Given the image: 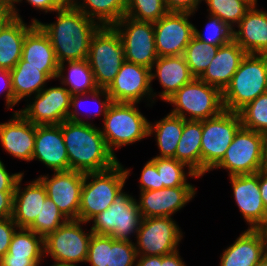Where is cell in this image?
<instances>
[{
    "label": "cell",
    "instance_id": "obj_60",
    "mask_svg": "<svg viewBox=\"0 0 267 266\" xmlns=\"http://www.w3.org/2000/svg\"><path fill=\"white\" fill-rule=\"evenodd\" d=\"M242 1H245L247 2L251 7H254V6H257V1L258 0H242Z\"/></svg>",
    "mask_w": 267,
    "mask_h": 266
},
{
    "label": "cell",
    "instance_id": "obj_8",
    "mask_svg": "<svg viewBox=\"0 0 267 266\" xmlns=\"http://www.w3.org/2000/svg\"><path fill=\"white\" fill-rule=\"evenodd\" d=\"M87 61L97 87L107 89L125 61L120 36L112 26H101L94 33Z\"/></svg>",
    "mask_w": 267,
    "mask_h": 266
},
{
    "label": "cell",
    "instance_id": "obj_38",
    "mask_svg": "<svg viewBox=\"0 0 267 266\" xmlns=\"http://www.w3.org/2000/svg\"><path fill=\"white\" fill-rule=\"evenodd\" d=\"M238 113L242 127L267 135V92L248 103Z\"/></svg>",
    "mask_w": 267,
    "mask_h": 266
},
{
    "label": "cell",
    "instance_id": "obj_44",
    "mask_svg": "<svg viewBox=\"0 0 267 266\" xmlns=\"http://www.w3.org/2000/svg\"><path fill=\"white\" fill-rule=\"evenodd\" d=\"M109 257V236L92 234L85 263L91 266H107Z\"/></svg>",
    "mask_w": 267,
    "mask_h": 266
},
{
    "label": "cell",
    "instance_id": "obj_46",
    "mask_svg": "<svg viewBox=\"0 0 267 266\" xmlns=\"http://www.w3.org/2000/svg\"><path fill=\"white\" fill-rule=\"evenodd\" d=\"M18 228L11 217L0 219V259L8 252L12 237Z\"/></svg>",
    "mask_w": 267,
    "mask_h": 266
},
{
    "label": "cell",
    "instance_id": "obj_15",
    "mask_svg": "<svg viewBox=\"0 0 267 266\" xmlns=\"http://www.w3.org/2000/svg\"><path fill=\"white\" fill-rule=\"evenodd\" d=\"M71 97L72 94L64 86H51L29 98L34 101L15 112H20L34 125H59L68 120Z\"/></svg>",
    "mask_w": 267,
    "mask_h": 266
},
{
    "label": "cell",
    "instance_id": "obj_36",
    "mask_svg": "<svg viewBox=\"0 0 267 266\" xmlns=\"http://www.w3.org/2000/svg\"><path fill=\"white\" fill-rule=\"evenodd\" d=\"M219 46L221 45H208L205 42L193 37L183 54L191 74L195 78H199L207 69L211 60L215 57Z\"/></svg>",
    "mask_w": 267,
    "mask_h": 266
},
{
    "label": "cell",
    "instance_id": "obj_58",
    "mask_svg": "<svg viewBox=\"0 0 267 266\" xmlns=\"http://www.w3.org/2000/svg\"><path fill=\"white\" fill-rule=\"evenodd\" d=\"M264 236L266 247H267V219L265 223L259 228Z\"/></svg>",
    "mask_w": 267,
    "mask_h": 266
},
{
    "label": "cell",
    "instance_id": "obj_41",
    "mask_svg": "<svg viewBox=\"0 0 267 266\" xmlns=\"http://www.w3.org/2000/svg\"><path fill=\"white\" fill-rule=\"evenodd\" d=\"M206 23V35L194 27V37L208 45H224L233 39V29L218 17L208 15Z\"/></svg>",
    "mask_w": 267,
    "mask_h": 266
},
{
    "label": "cell",
    "instance_id": "obj_40",
    "mask_svg": "<svg viewBox=\"0 0 267 266\" xmlns=\"http://www.w3.org/2000/svg\"><path fill=\"white\" fill-rule=\"evenodd\" d=\"M168 12L164 0H126L125 16L137 21L154 23Z\"/></svg>",
    "mask_w": 267,
    "mask_h": 266
},
{
    "label": "cell",
    "instance_id": "obj_30",
    "mask_svg": "<svg viewBox=\"0 0 267 266\" xmlns=\"http://www.w3.org/2000/svg\"><path fill=\"white\" fill-rule=\"evenodd\" d=\"M186 120L169 112L163 119L149 122V136L155 135L159 155L158 158H175V152L182 136Z\"/></svg>",
    "mask_w": 267,
    "mask_h": 266
},
{
    "label": "cell",
    "instance_id": "obj_45",
    "mask_svg": "<svg viewBox=\"0 0 267 266\" xmlns=\"http://www.w3.org/2000/svg\"><path fill=\"white\" fill-rule=\"evenodd\" d=\"M162 188H164V185H160V175L156 165L151 160L147 161L139 177L140 191L159 190Z\"/></svg>",
    "mask_w": 267,
    "mask_h": 266
},
{
    "label": "cell",
    "instance_id": "obj_27",
    "mask_svg": "<svg viewBox=\"0 0 267 266\" xmlns=\"http://www.w3.org/2000/svg\"><path fill=\"white\" fill-rule=\"evenodd\" d=\"M251 7L233 30V39L247 54L267 55V12Z\"/></svg>",
    "mask_w": 267,
    "mask_h": 266
},
{
    "label": "cell",
    "instance_id": "obj_24",
    "mask_svg": "<svg viewBox=\"0 0 267 266\" xmlns=\"http://www.w3.org/2000/svg\"><path fill=\"white\" fill-rule=\"evenodd\" d=\"M150 76L151 83L157 78L164 89L158 94L154 92L153 98L158 95L164 102L195 78L183 55L158 57L151 68Z\"/></svg>",
    "mask_w": 267,
    "mask_h": 266
},
{
    "label": "cell",
    "instance_id": "obj_19",
    "mask_svg": "<svg viewBox=\"0 0 267 266\" xmlns=\"http://www.w3.org/2000/svg\"><path fill=\"white\" fill-rule=\"evenodd\" d=\"M234 200L249 229H259L267 219L256 174L230 176Z\"/></svg>",
    "mask_w": 267,
    "mask_h": 266
},
{
    "label": "cell",
    "instance_id": "obj_29",
    "mask_svg": "<svg viewBox=\"0 0 267 266\" xmlns=\"http://www.w3.org/2000/svg\"><path fill=\"white\" fill-rule=\"evenodd\" d=\"M14 100L19 103L23 98L35 96L47 85L52 78L37 67L26 65L22 58L10 70ZM46 84V85H45Z\"/></svg>",
    "mask_w": 267,
    "mask_h": 266
},
{
    "label": "cell",
    "instance_id": "obj_21",
    "mask_svg": "<svg viewBox=\"0 0 267 266\" xmlns=\"http://www.w3.org/2000/svg\"><path fill=\"white\" fill-rule=\"evenodd\" d=\"M37 160L51 171H69L67 149L59 125H36L32 161Z\"/></svg>",
    "mask_w": 267,
    "mask_h": 266
},
{
    "label": "cell",
    "instance_id": "obj_33",
    "mask_svg": "<svg viewBox=\"0 0 267 266\" xmlns=\"http://www.w3.org/2000/svg\"><path fill=\"white\" fill-rule=\"evenodd\" d=\"M69 2L101 26L114 25L125 16L126 12V0H70Z\"/></svg>",
    "mask_w": 267,
    "mask_h": 266
},
{
    "label": "cell",
    "instance_id": "obj_53",
    "mask_svg": "<svg viewBox=\"0 0 267 266\" xmlns=\"http://www.w3.org/2000/svg\"><path fill=\"white\" fill-rule=\"evenodd\" d=\"M160 266H186L179 254V249L173 253L161 256Z\"/></svg>",
    "mask_w": 267,
    "mask_h": 266
},
{
    "label": "cell",
    "instance_id": "obj_59",
    "mask_svg": "<svg viewBox=\"0 0 267 266\" xmlns=\"http://www.w3.org/2000/svg\"><path fill=\"white\" fill-rule=\"evenodd\" d=\"M255 266H267V254Z\"/></svg>",
    "mask_w": 267,
    "mask_h": 266
},
{
    "label": "cell",
    "instance_id": "obj_6",
    "mask_svg": "<svg viewBox=\"0 0 267 266\" xmlns=\"http://www.w3.org/2000/svg\"><path fill=\"white\" fill-rule=\"evenodd\" d=\"M265 135L241 127L223 159L212 169H225L228 176L256 174L266 169Z\"/></svg>",
    "mask_w": 267,
    "mask_h": 266
},
{
    "label": "cell",
    "instance_id": "obj_17",
    "mask_svg": "<svg viewBox=\"0 0 267 266\" xmlns=\"http://www.w3.org/2000/svg\"><path fill=\"white\" fill-rule=\"evenodd\" d=\"M151 69L124 61L114 81L107 88L112 102L117 103H139L144 98L151 101L153 88L151 84Z\"/></svg>",
    "mask_w": 267,
    "mask_h": 266
},
{
    "label": "cell",
    "instance_id": "obj_26",
    "mask_svg": "<svg viewBox=\"0 0 267 266\" xmlns=\"http://www.w3.org/2000/svg\"><path fill=\"white\" fill-rule=\"evenodd\" d=\"M26 65L37 67L52 79L58 76L59 63L47 34L38 24L27 33L23 42L22 57Z\"/></svg>",
    "mask_w": 267,
    "mask_h": 266
},
{
    "label": "cell",
    "instance_id": "obj_14",
    "mask_svg": "<svg viewBox=\"0 0 267 266\" xmlns=\"http://www.w3.org/2000/svg\"><path fill=\"white\" fill-rule=\"evenodd\" d=\"M193 13L169 11L153 23L158 57L183 55L194 37L195 25L189 21Z\"/></svg>",
    "mask_w": 267,
    "mask_h": 266
},
{
    "label": "cell",
    "instance_id": "obj_35",
    "mask_svg": "<svg viewBox=\"0 0 267 266\" xmlns=\"http://www.w3.org/2000/svg\"><path fill=\"white\" fill-rule=\"evenodd\" d=\"M150 160L156 165L160 175V185H164V188L194 186L187 182V176L197 179L200 178V176L193 172L185 163L175 158L153 157ZM185 168L188 169L187 172Z\"/></svg>",
    "mask_w": 267,
    "mask_h": 266
},
{
    "label": "cell",
    "instance_id": "obj_62",
    "mask_svg": "<svg viewBox=\"0 0 267 266\" xmlns=\"http://www.w3.org/2000/svg\"><path fill=\"white\" fill-rule=\"evenodd\" d=\"M51 266H67V265L52 264Z\"/></svg>",
    "mask_w": 267,
    "mask_h": 266
},
{
    "label": "cell",
    "instance_id": "obj_37",
    "mask_svg": "<svg viewBox=\"0 0 267 266\" xmlns=\"http://www.w3.org/2000/svg\"><path fill=\"white\" fill-rule=\"evenodd\" d=\"M207 4L209 15L218 17L231 29H235L251 6L242 0H202Z\"/></svg>",
    "mask_w": 267,
    "mask_h": 266
},
{
    "label": "cell",
    "instance_id": "obj_3",
    "mask_svg": "<svg viewBox=\"0 0 267 266\" xmlns=\"http://www.w3.org/2000/svg\"><path fill=\"white\" fill-rule=\"evenodd\" d=\"M129 174L130 169H124L120 162L105 171L85 173L78 220L90 223L96 215L108 209L125 186Z\"/></svg>",
    "mask_w": 267,
    "mask_h": 266
},
{
    "label": "cell",
    "instance_id": "obj_31",
    "mask_svg": "<svg viewBox=\"0 0 267 266\" xmlns=\"http://www.w3.org/2000/svg\"><path fill=\"white\" fill-rule=\"evenodd\" d=\"M202 120H186L178 143L175 159L185 163L201 177Z\"/></svg>",
    "mask_w": 267,
    "mask_h": 266
},
{
    "label": "cell",
    "instance_id": "obj_9",
    "mask_svg": "<svg viewBox=\"0 0 267 266\" xmlns=\"http://www.w3.org/2000/svg\"><path fill=\"white\" fill-rule=\"evenodd\" d=\"M242 127L238 112L223 110L202 120L201 177L223 159L237 131Z\"/></svg>",
    "mask_w": 267,
    "mask_h": 266
},
{
    "label": "cell",
    "instance_id": "obj_51",
    "mask_svg": "<svg viewBox=\"0 0 267 266\" xmlns=\"http://www.w3.org/2000/svg\"><path fill=\"white\" fill-rule=\"evenodd\" d=\"M14 192H0V219L12 216Z\"/></svg>",
    "mask_w": 267,
    "mask_h": 266
},
{
    "label": "cell",
    "instance_id": "obj_39",
    "mask_svg": "<svg viewBox=\"0 0 267 266\" xmlns=\"http://www.w3.org/2000/svg\"><path fill=\"white\" fill-rule=\"evenodd\" d=\"M67 220L56 204L47 196L41 206L40 214L28 229L45 238Z\"/></svg>",
    "mask_w": 267,
    "mask_h": 266
},
{
    "label": "cell",
    "instance_id": "obj_16",
    "mask_svg": "<svg viewBox=\"0 0 267 266\" xmlns=\"http://www.w3.org/2000/svg\"><path fill=\"white\" fill-rule=\"evenodd\" d=\"M48 175L38 177L47 196L68 220L78 219L85 173L69 170L54 172L51 178Z\"/></svg>",
    "mask_w": 267,
    "mask_h": 266
},
{
    "label": "cell",
    "instance_id": "obj_50",
    "mask_svg": "<svg viewBox=\"0 0 267 266\" xmlns=\"http://www.w3.org/2000/svg\"><path fill=\"white\" fill-rule=\"evenodd\" d=\"M23 0H17V3H22ZM32 5L35 10L44 11L45 13L55 12L58 9L65 7L70 0H26Z\"/></svg>",
    "mask_w": 267,
    "mask_h": 266
},
{
    "label": "cell",
    "instance_id": "obj_10",
    "mask_svg": "<svg viewBox=\"0 0 267 266\" xmlns=\"http://www.w3.org/2000/svg\"><path fill=\"white\" fill-rule=\"evenodd\" d=\"M141 221L136 199L122 188L108 209L90 221L93 224L90 229L96 235H108L119 241L134 243L130 236L137 234Z\"/></svg>",
    "mask_w": 267,
    "mask_h": 266
},
{
    "label": "cell",
    "instance_id": "obj_22",
    "mask_svg": "<svg viewBox=\"0 0 267 266\" xmlns=\"http://www.w3.org/2000/svg\"><path fill=\"white\" fill-rule=\"evenodd\" d=\"M24 174L18 179L13 194L11 218L19 228H29L40 214L47 197L45 186L36 178L21 188Z\"/></svg>",
    "mask_w": 267,
    "mask_h": 266
},
{
    "label": "cell",
    "instance_id": "obj_11",
    "mask_svg": "<svg viewBox=\"0 0 267 266\" xmlns=\"http://www.w3.org/2000/svg\"><path fill=\"white\" fill-rule=\"evenodd\" d=\"M82 224V225H81ZM81 220H67L44 238V255L53 258L54 264L78 266L86 262L93 232H84Z\"/></svg>",
    "mask_w": 267,
    "mask_h": 266
},
{
    "label": "cell",
    "instance_id": "obj_52",
    "mask_svg": "<svg viewBox=\"0 0 267 266\" xmlns=\"http://www.w3.org/2000/svg\"><path fill=\"white\" fill-rule=\"evenodd\" d=\"M44 259H19L12 256H3L0 259V266H39Z\"/></svg>",
    "mask_w": 267,
    "mask_h": 266
},
{
    "label": "cell",
    "instance_id": "obj_2",
    "mask_svg": "<svg viewBox=\"0 0 267 266\" xmlns=\"http://www.w3.org/2000/svg\"><path fill=\"white\" fill-rule=\"evenodd\" d=\"M61 131L67 149L69 170L101 172L119 162L106 146L100 127L93 123L65 120L61 123Z\"/></svg>",
    "mask_w": 267,
    "mask_h": 266
},
{
    "label": "cell",
    "instance_id": "obj_54",
    "mask_svg": "<svg viewBox=\"0 0 267 266\" xmlns=\"http://www.w3.org/2000/svg\"><path fill=\"white\" fill-rule=\"evenodd\" d=\"M161 256L151 255H137L136 266H160Z\"/></svg>",
    "mask_w": 267,
    "mask_h": 266
},
{
    "label": "cell",
    "instance_id": "obj_48",
    "mask_svg": "<svg viewBox=\"0 0 267 266\" xmlns=\"http://www.w3.org/2000/svg\"><path fill=\"white\" fill-rule=\"evenodd\" d=\"M4 163L0 160V192H14L18 179L24 172L8 173Z\"/></svg>",
    "mask_w": 267,
    "mask_h": 266
},
{
    "label": "cell",
    "instance_id": "obj_7",
    "mask_svg": "<svg viewBox=\"0 0 267 266\" xmlns=\"http://www.w3.org/2000/svg\"><path fill=\"white\" fill-rule=\"evenodd\" d=\"M165 102L173 105L171 114L185 120H205L224 110L222 92L199 78L185 84Z\"/></svg>",
    "mask_w": 267,
    "mask_h": 266
},
{
    "label": "cell",
    "instance_id": "obj_20",
    "mask_svg": "<svg viewBox=\"0 0 267 266\" xmlns=\"http://www.w3.org/2000/svg\"><path fill=\"white\" fill-rule=\"evenodd\" d=\"M36 125L20 112H13L12 118L0 123V144L11 156L30 162L35 145Z\"/></svg>",
    "mask_w": 267,
    "mask_h": 266
},
{
    "label": "cell",
    "instance_id": "obj_42",
    "mask_svg": "<svg viewBox=\"0 0 267 266\" xmlns=\"http://www.w3.org/2000/svg\"><path fill=\"white\" fill-rule=\"evenodd\" d=\"M87 96V97H85ZM93 99L95 103L98 104V109L94 111L93 117H96L98 115H102L103 118L106 115L107 109L109 105L112 103L111 98L107 92V89H101L98 88L96 91L88 93V94H74L71 97V107L70 112L68 115V120L72 122H81V123H88V121H85L81 117L78 116L81 114L79 113V107L81 106V102L87 100V98ZM103 96V100L100 99ZM86 98V99H85ZM92 114V113H91Z\"/></svg>",
    "mask_w": 267,
    "mask_h": 266
},
{
    "label": "cell",
    "instance_id": "obj_61",
    "mask_svg": "<svg viewBox=\"0 0 267 266\" xmlns=\"http://www.w3.org/2000/svg\"><path fill=\"white\" fill-rule=\"evenodd\" d=\"M265 143H266V155H267V135H265Z\"/></svg>",
    "mask_w": 267,
    "mask_h": 266
},
{
    "label": "cell",
    "instance_id": "obj_49",
    "mask_svg": "<svg viewBox=\"0 0 267 266\" xmlns=\"http://www.w3.org/2000/svg\"><path fill=\"white\" fill-rule=\"evenodd\" d=\"M164 2L168 11L195 14L202 0H164Z\"/></svg>",
    "mask_w": 267,
    "mask_h": 266
},
{
    "label": "cell",
    "instance_id": "obj_43",
    "mask_svg": "<svg viewBox=\"0 0 267 266\" xmlns=\"http://www.w3.org/2000/svg\"><path fill=\"white\" fill-rule=\"evenodd\" d=\"M135 244L119 241L109 236V257L107 266H136Z\"/></svg>",
    "mask_w": 267,
    "mask_h": 266
},
{
    "label": "cell",
    "instance_id": "obj_34",
    "mask_svg": "<svg viewBox=\"0 0 267 266\" xmlns=\"http://www.w3.org/2000/svg\"><path fill=\"white\" fill-rule=\"evenodd\" d=\"M4 256L19 259H44V238L27 228H18Z\"/></svg>",
    "mask_w": 267,
    "mask_h": 266
},
{
    "label": "cell",
    "instance_id": "obj_23",
    "mask_svg": "<svg viewBox=\"0 0 267 266\" xmlns=\"http://www.w3.org/2000/svg\"><path fill=\"white\" fill-rule=\"evenodd\" d=\"M267 254L264 236L260 229H246L223 250L219 266H255Z\"/></svg>",
    "mask_w": 267,
    "mask_h": 266
},
{
    "label": "cell",
    "instance_id": "obj_56",
    "mask_svg": "<svg viewBox=\"0 0 267 266\" xmlns=\"http://www.w3.org/2000/svg\"><path fill=\"white\" fill-rule=\"evenodd\" d=\"M13 11L10 7L0 4V30L13 18Z\"/></svg>",
    "mask_w": 267,
    "mask_h": 266
},
{
    "label": "cell",
    "instance_id": "obj_55",
    "mask_svg": "<svg viewBox=\"0 0 267 266\" xmlns=\"http://www.w3.org/2000/svg\"><path fill=\"white\" fill-rule=\"evenodd\" d=\"M259 189L263 204L267 210V168L259 171Z\"/></svg>",
    "mask_w": 267,
    "mask_h": 266
},
{
    "label": "cell",
    "instance_id": "obj_25",
    "mask_svg": "<svg viewBox=\"0 0 267 266\" xmlns=\"http://www.w3.org/2000/svg\"><path fill=\"white\" fill-rule=\"evenodd\" d=\"M246 54L232 39L229 43L219 46L215 57L199 79L223 92Z\"/></svg>",
    "mask_w": 267,
    "mask_h": 266
},
{
    "label": "cell",
    "instance_id": "obj_4",
    "mask_svg": "<svg viewBox=\"0 0 267 266\" xmlns=\"http://www.w3.org/2000/svg\"><path fill=\"white\" fill-rule=\"evenodd\" d=\"M267 92V55L246 54L222 92L224 110L239 112Z\"/></svg>",
    "mask_w": 267,
    "mask_h": 266
},
{
    "label": "cell",
    "instance_id": "obj_47",
    "mask_svg": "<svg viewBox=\"0 0 267 266\" xmlns=\"http://www.w3.org/2000/svg\"><path fill=\"white\" fill-rule=\"evenodd\" d=\"M1 84L3 86H1ZM0 86V95L2 92H6L4 95L6 108L12 109L13 107H15V105H17V102L14 100L10 70L0 69Z\"/></svg>",
    "mask_w": 267,
    "mask_h": 266
},
{
    "label": "cell",
    "instance_id": "obj_28",
    "mask_svg": "<svg viewBox=\"0 0 267 266\" xmlns=\"http://www.w3.org/2000/svg\"><path fill=\"white\" fill-rule=\"evenodd\" d=\"M32 18L30 25L21 18L13 17L0 30V69L12 70L22 57L23 42L26 33L38 23Z\"/></svg>",
    "mask_w": 267,
    "mask_h": 266
},
{
    "label": "cell",
    "instance_id": "obj_1",
    "mask_svg": "<svg viewBox=\"0 0 267 266\" xmlns=\"http://www.w3.org/2000/svg\"><path fill=\"white\" fill-rule=\"evenodd\" d=\"M57 20L38 25L47 34L58 63L86 60L94 33L101 27L70 2L55 11Z\"/></svg>",
    "mask_w": 267,
    "mask_h": 266
},
{
    "label": "cell",
    "instance_id": "obj_12",
    "mask_svg": "<svg viewBox=\"0 0 267 266\" xmlns=\"http://www.w3.org/2000/svg\"><path fill=\"white\" fill-rule=\"evenodd\" d=\"M112 27L120 36L125 60L151 69L158 58L153 22L123 16Z\"/></svg>",
    "mask_w": 267,
    "mask_h": 266
},
{
    "label": "cell",
    "instance_id": "obj_5",
    "mask_svg": "<svg viewBox=\"0 0 267 266\" xmlns=\"http://www.w3.org/2000/svg\"><path fill=\"white\" fill-rule=\"evenodd\" d=\"M137 103L112 102L103 118L100 131L109 151L149 137V120L137 108Z\"/></svg>",
    "mask_w": 267,
    "mask_h": 266
},
{
    "label": "cell",
    "instance_id": "obj_13",
    "mask_svg": "<svg viewBox=\"0 0 267 266\" xmlns=\"http://www.w3.org/2000/svg\"><path fill=\"white\" fill-rule=\"evenodd\" d=\"M182 231L172 217L142 218L135 236L137 255L163 256L178 250Z\"/></svg>",
    "mask_w": 267,
    "mask_h": 266
},
{
    "label": "cell",
    "instance_id": "obj_18",
    "mask_svg": "<svg viewBox=\"0 0 267 266\" xmlns=\"http://www.w3.org/2000/svg\"><path fill=\"white\" fill-rule=\"evenodd\" d=\"M196 190L194 186H177L140 191L138 209L142 218L171 217L194 198Z\"/></svg>",
    "mask_w": 267,
    "mask_h": 266
},
{
    "label": "cell",
    "instance_id": "obj_57",
    "mask_svg": "<svg viewBox=\"0 0 267 266\" xmlns=\"http://www.w3.org/2000/svg\"><path fill=\"white\" fill-rule=\"evenodd\" d=\"M0 4L10 7L13 11V16L17 18H21L20 17L21 15H19L18 13L19 10L16 7L17 0H0Z\"/></svg>",
    "mask_w": 267,
    "mask_h": 266
},
{
    "label": "cell",
    "instance_id": "obj_32",
    "mask_svg": "<svg viewBox=\"0 0 267 266\" xmlns=\"http://www.w3.org/2000/svg\"><path fill=\"white\" fill-rule=\"evenodd\" d=\"M67 69H66V66ZM60 63L58 69L57 79L60 80L61 85L72 94H88L98 89L93 71L86 60L71 61L66 63ZM68 64V65H67ZM67 70V74L64 75V71Z\"/></svg>",
    "mask_w": 267,
    "mask_h": 266
}]
</instances>
